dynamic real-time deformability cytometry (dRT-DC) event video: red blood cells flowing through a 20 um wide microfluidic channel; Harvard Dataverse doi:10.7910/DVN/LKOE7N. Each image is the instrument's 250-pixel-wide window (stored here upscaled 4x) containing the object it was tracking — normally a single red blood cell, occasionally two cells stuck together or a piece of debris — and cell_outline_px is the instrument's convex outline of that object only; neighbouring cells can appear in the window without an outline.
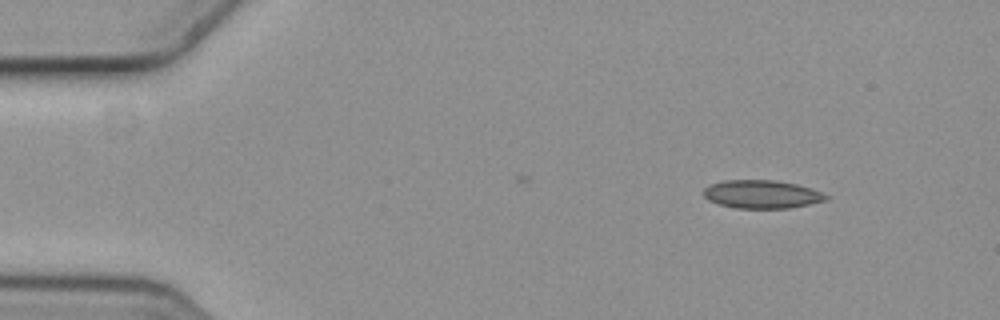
{"species": "common noctule bat (a hibernating species)", "species_latin": "Nyctalus noctula", "temperature_condition": "cold", "stored_images_in_passage": 3, "camera_frame_rate_fps": 3000, "um_per_image_px": 0.085, "animal": {"sex": "female", "body_mass_g": 19.3, "forearm_length_mm": 54.1}, "frame": {"image": 1, "passage_image": 1, "time_ms": 0.0, "image_size_px": [1000, 320], "cell_outline_px": [[828, 200], [788, 208], [736, 208], [720, 204], [708, 200], [704, 196], [704, 188], [712, 184], [724, 180], [776, 180], [796, 184], [820, 192], [828, 196]], "centroid_in_image_um": [64.73, 16.51], "position_along_channel_um": 20.3, "area_um2": 19.88}}